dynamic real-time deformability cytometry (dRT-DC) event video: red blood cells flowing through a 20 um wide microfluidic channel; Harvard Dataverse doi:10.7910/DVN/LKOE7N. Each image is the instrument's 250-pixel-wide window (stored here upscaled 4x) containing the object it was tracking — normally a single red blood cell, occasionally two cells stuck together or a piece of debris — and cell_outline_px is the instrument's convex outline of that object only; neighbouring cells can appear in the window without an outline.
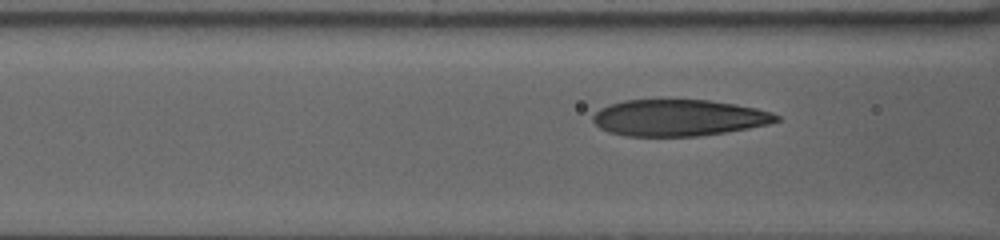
{"species": "human", "species_latin": "Homo sapiens", "temperature_condition": "warm", "stored_images_in_passage": 47, "camera_frame_rate_fps": 3000, "um_per_image_px": 0.085, "donor": {"sex": "female"}, "frame": {"image": 1, "passage_image": 17, "time_ms": 5.333, "image_size_px": [1000, 240], "cell_outline_px": [[780, 120], [768, 124], [748, 128], [700, 136], [624, 136], [608, 132], [600, 128], [592, 120], [592, 116], [600, 108], [624, 100], [712, 100], [736, 104], [756, 108], [772, 112], [780, 116]], "centroid_in_image_um": [57.69, 10.01], "position_along_channel_um": 108.9, "area_um2": 39.02}}
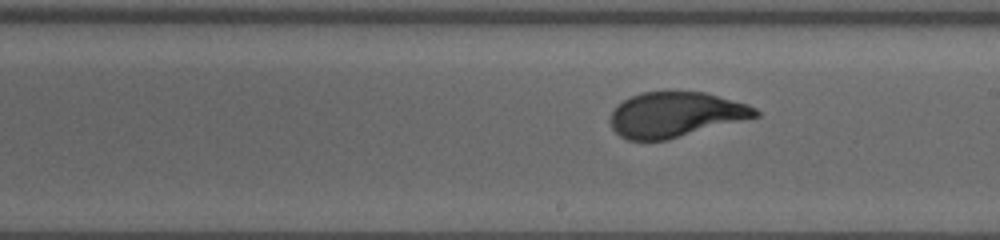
{"frame": {"image": 2, "passage_image": 30, "time_ms": 9.667, "image_size_px": [1000, 240], "cell_outline_px": [[760, 116], [668, 140], [628, 140], [620, 136], [612, 128], [608, 120], [612, 112], [624, 100], [632, 96], [644, 92], [704, 92], [748, 104], [756, 108], [760, 112]], "centroid_in_image_um": [57.43, 9.75], "position_along_channel_um": 231.6, "area_um2": 38.03}}
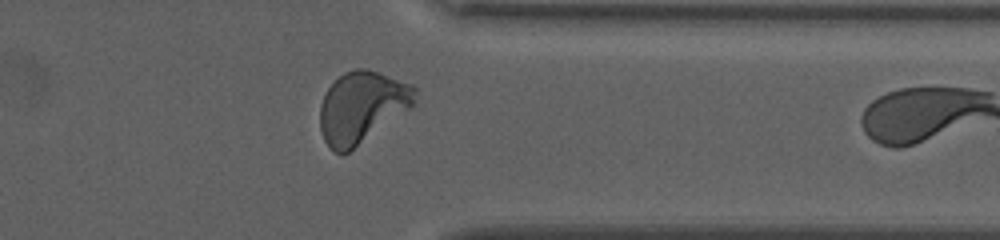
{"frame": {"image": 3, "passage_image": 46, "time_ms": 15.0, "image_size_px": [1000, 240], "cell_outline_px": [[416, 92], [412, 104], [408, 108], [348, 152], [336, 152], [324, 140], [320, 128], [320, 104], [328, 88], [344, 72], [356, 68], [368, 68], [380, 72], [412, 84], [416, 88]], "centroid_in_image_um": [30.73, 9.05], "position_along_channel_um": 380.7, "area_um2": 38.61}}